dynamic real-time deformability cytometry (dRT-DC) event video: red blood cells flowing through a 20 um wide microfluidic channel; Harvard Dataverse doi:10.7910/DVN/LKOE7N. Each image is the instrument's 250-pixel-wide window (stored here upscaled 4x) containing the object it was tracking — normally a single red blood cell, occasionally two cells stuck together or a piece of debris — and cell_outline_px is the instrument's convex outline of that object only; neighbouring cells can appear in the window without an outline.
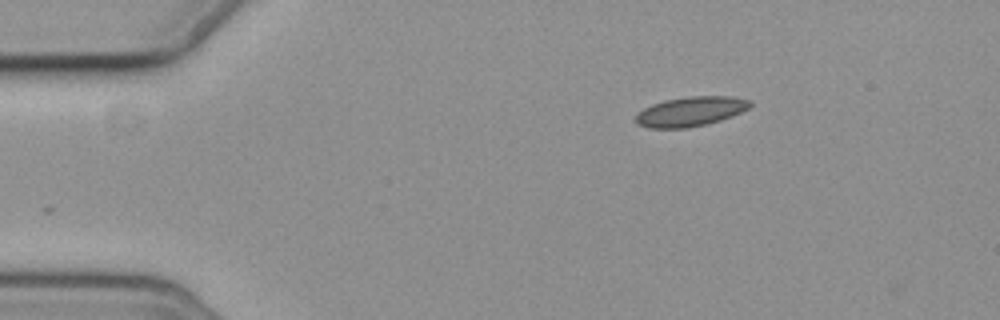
{"species": "common noctule bat (a hibernating species)", "species_latin": "Nyctalus noctula", "temperature_condition": "cold", "stored_images_in_passage": 3, "camera_frame_rate_fps": 3000, "um_per_image_px": 0.085, "animal": {"sex": "female", "body_mass_g": 19.3, "forearm_length_mm": 54.1}, "frame": {"image": 1, "passage_image": 1, "time_ms": 0.0, "image_size_px": [1000, 320], "cell_outline_px": [[752, 104], [748, 108], [732, 116], [720, 120], [704, 124], [684, 128], [648, 128], [636, 124], [636, 116], [644, 108], [652, 104], [664, 100], [688, 96], [732, 96], [752, 100]], "centroid_in_image_um": [58.71, 9.46], "position_along_channel_um": 26.3, "area_um2": 19.65}}